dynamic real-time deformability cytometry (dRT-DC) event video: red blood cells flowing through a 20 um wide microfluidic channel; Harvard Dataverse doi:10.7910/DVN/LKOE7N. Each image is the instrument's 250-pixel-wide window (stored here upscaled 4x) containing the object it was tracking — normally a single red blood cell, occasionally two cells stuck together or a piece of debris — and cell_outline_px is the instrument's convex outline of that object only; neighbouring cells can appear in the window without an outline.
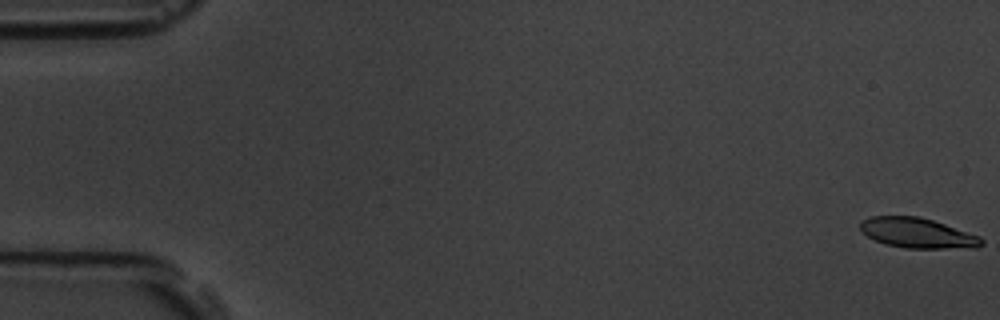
{"species": "common noctule bat (a hibernating species)", "species_latin": "Nyctalus noctula", "temperature_condition": "room temperature", "stored_images_in_passage": 8, "camera_frame_rate_fps": 3000, "um_per_image_px": 0.085, "animal": {"sex": "male", "body_mass_g": 19.5, "forearm_length_mm": 54.6}, "frame": {"image": 1, "passage_image": 1, "time_ms": 0.0, "image_size_px": [1000, 320], "cell_outline_px": [[984, 244], [976, 248], [904, 248], [884, 244], [868, 236], [860, 228], [860, 220], [868, 216], [920, 216], [980, 236], [984, 240]], "centroid_in_image_um": [77.99, 19.81], "position_along_channel_um": 7.0, "area_um2": 21.33}}
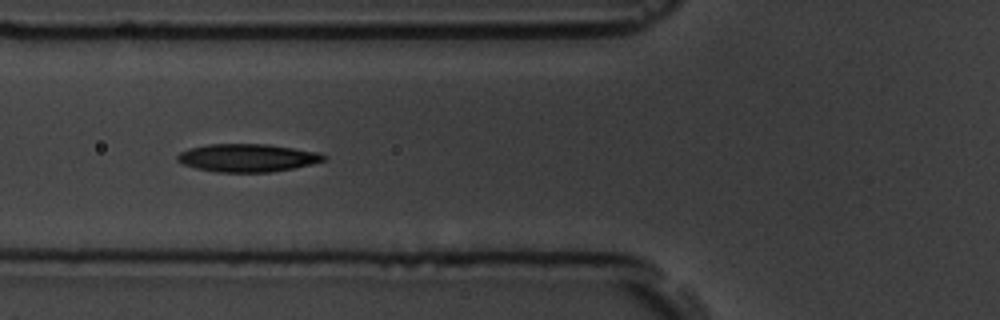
{"frame": {"image": 2, "passage_image": 7, "time_ms": 7.0, "image_size_px": [1000, 320], "cell_outline_px": [[328, 160], [312, 164], [272, 172], [216, 172], [196, 168], [184, 164], [176, 160], [176, 156], [180, 152], [188, 148], [208, 144], [268, 144], [320, 152]], "centroid_in_image_um": [21.03, 13.41], "position_along_channel_um": 104.8, "area_um2": 23.93}}
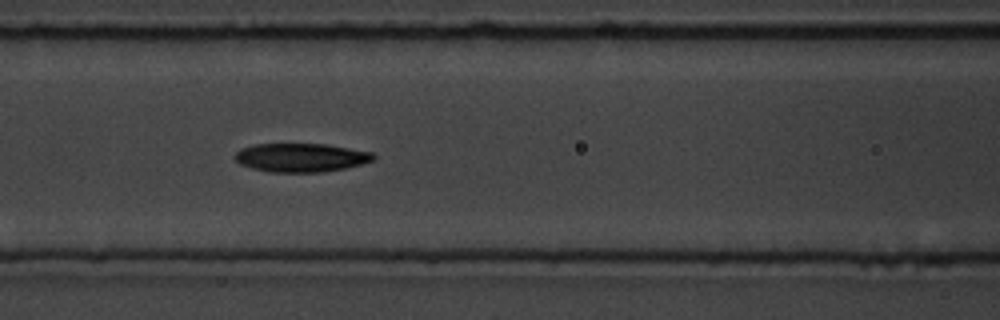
{"frame": {"image": 3, "passage_image": 8, "time_ms": 8.0, "image_size_px": [1000, 320], "cell_outline_px": [[376, 156], [372, 160], [360, 164], [344, 168], [324, 172], [268, 172], [252, 168], [240, 164], [236, 160], [236, 152], [240, 148], [256, 144], [324, 144], [372, 152]], "centroid_in_image_um": [25.56, 13.39], "position_along_channel_um": 141.0, "area_um2": 22.95}}